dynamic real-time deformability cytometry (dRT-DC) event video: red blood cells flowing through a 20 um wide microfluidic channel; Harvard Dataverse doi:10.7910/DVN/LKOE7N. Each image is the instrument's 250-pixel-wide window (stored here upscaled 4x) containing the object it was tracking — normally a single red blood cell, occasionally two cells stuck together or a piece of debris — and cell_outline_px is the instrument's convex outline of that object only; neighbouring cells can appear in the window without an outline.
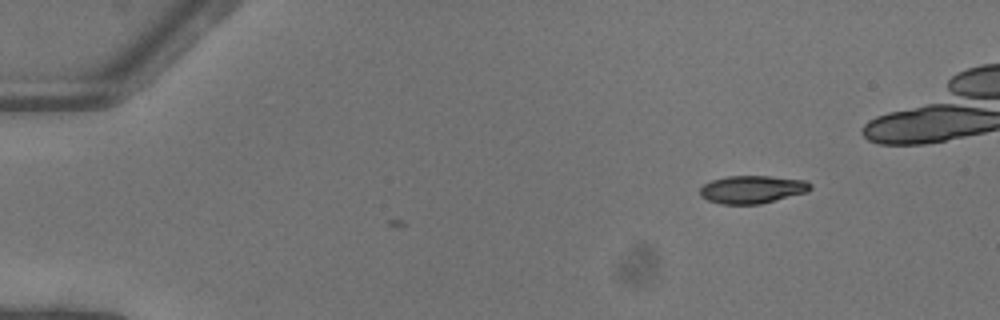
{"species": "common noctule bat (a hibernating species)", "species_latin": "Nyctalus noctula", "temperature_condition": "warm", "stored_images_in_passage": 3, "camera_frame_rate_fps": 3000, "um_per_image_px": 0.085, "animal": {"sex": "female"}, "frame": {"image": 1, "passage_image": 1, "time_ms": 0.0, "image_size_px": [1000, 320], "cell_outline_px": [[812, 188], [808, 192], [760, 204], [720, 204], [708, 200], [700, 196], [700, 188], [704, 184], [712, 180], [728, 176], [772, 176], [804, 180], [812, 184]], "centroid_in_image_um": [63.95, 16.1], "position_along_channel_um": 21.0, "area_um2": 17.98}}